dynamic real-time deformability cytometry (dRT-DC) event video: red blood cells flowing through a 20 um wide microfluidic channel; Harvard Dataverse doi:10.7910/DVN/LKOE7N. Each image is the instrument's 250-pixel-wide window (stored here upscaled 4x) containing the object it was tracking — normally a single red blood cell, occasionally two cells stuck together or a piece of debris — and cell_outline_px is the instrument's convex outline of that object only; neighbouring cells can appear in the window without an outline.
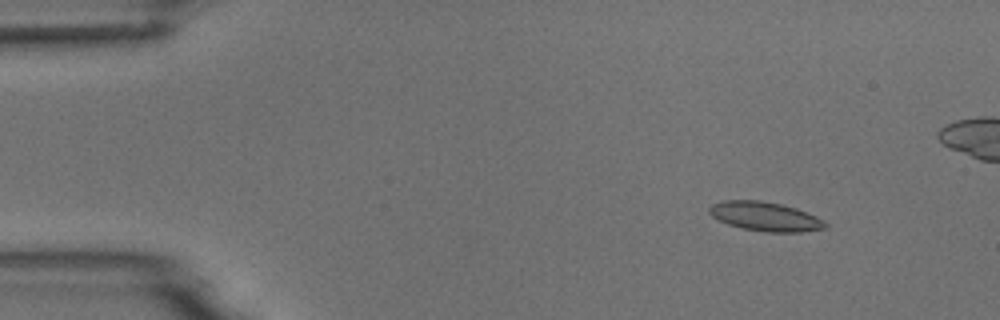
{"species": "common noctule bat (a hibernating species)", "species_latin": "Nyctalus noctula", "temperature_condition": "room temperature", "stored_images_in_passage": 5, "camera_frame_rate_fps": 3000, "um_per_image_px": 0.085, "animal": {"sex": "male", "body_mass_g": 18.8}, "frame": {"image": 1, "passage_image": 2, "time_ms": 1.333, "image_size_px": [1000, 320], "cell_outline_px": [[828, 228], [800, 232], [768, 232], [740, 228], [728, 224], [712, 216], [708, 212], [708, 208], [712, 204], [724, 200], [760, 200], [780, 204], [796, 208], [808, 212], [824, 220], [828, 224]], "centroid_in_image_um": [65.06, 18.4], "position_along_channel_um": 19.9, "area_um2": 19.83}}